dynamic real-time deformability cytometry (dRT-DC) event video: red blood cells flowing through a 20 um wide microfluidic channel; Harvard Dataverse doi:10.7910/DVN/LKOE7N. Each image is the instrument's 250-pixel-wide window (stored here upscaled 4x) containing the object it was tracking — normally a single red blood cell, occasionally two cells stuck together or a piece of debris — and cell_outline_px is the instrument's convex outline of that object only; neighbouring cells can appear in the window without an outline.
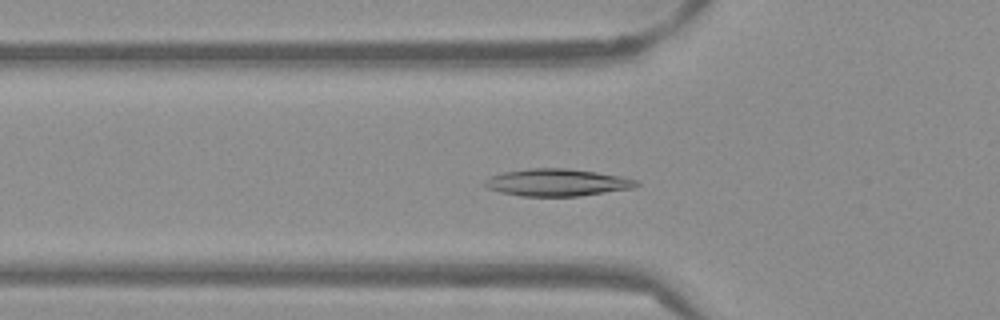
{"species": "Egyptian fruit bat (a non-hibernating species)", "species_latin": "Rousettus aegyptiacus", "temperature_condition": "warm", "stored_images_in_passage": 52, "camera_frame_rate_fps": 3000, "um_per_image_px": 0.085, "frame": {"image": 1, "passage_image": 17, "time_ms": 5.333, "image_size_px": [1000, 320], "cell_outline_px": [[640, 184], [636, 188], [580, 196], [520, 196], [500, 192], [488, 188], [484, 184], [484, 180], [500, 172], [528, 168], [568, 168], [596, 172], [620, 176], [636, 180]], "centroid_in_image_um": [47.36, 15.51], "position_along_channel_um": 78.4, "area_um2": 24.22}}
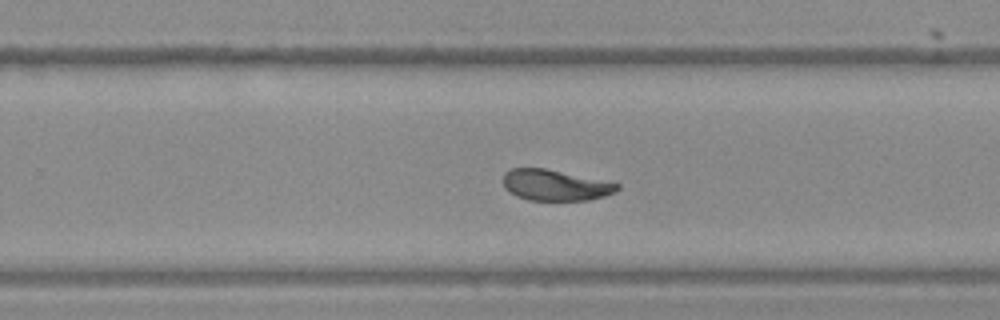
{"frame": {"image": 2, "passage_image": 33, "time_ms": 10.667, "image_size_px": [1000, 320], "cell_outline_px": [[620, 188], [616, 192], [604, 196], [588, 200], [528, 200], [516, 196], [504, 188], [504, 172], [512, 168], [544, 168], [620, 184]], "centroid_in_image_um": [47.17, 15.74], "position_along_channel_um": 282.6, "area_um2": 20.4}}
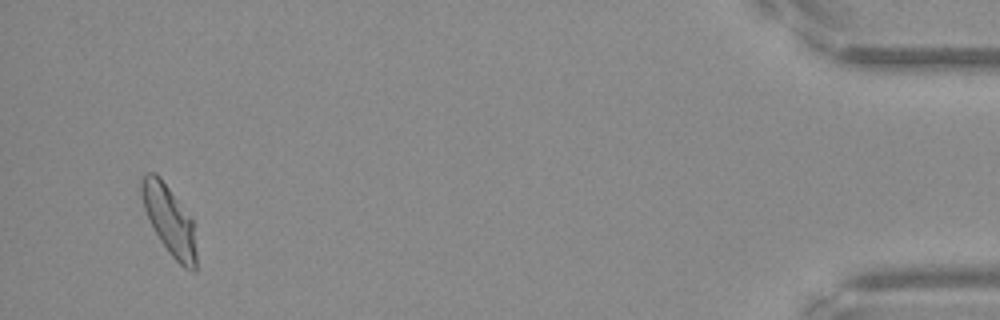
{"frame": {"image": 3, "passage_image": 50, "time_ms": 16.333, "image_size_px": [1000, 320], "cell_outline_px": [[196, 272], [192, 272], [184, 268], [168, 252], [160, 240], [144, 208], [140, 192], [140, 176], [148, 172], [156, 172], [160, 176], [192, 220], [196, 252]], "centroid_in_image_um": [14.37, 18.7], "position_along_channel_um": 420.8, "area_um2": 21.79}, "authors_computed_cell_mechanics": {"area_um2": 22.0507, "velocity_mm_per_s": 3.8152, "shape_relaxation_time_tau1_ms": 5.05, "shape_relaxation_time_tau2_ms": 2.067, "deformation_change_tau1": 0.1558, "deformation_change_tau2": 0.0532}}